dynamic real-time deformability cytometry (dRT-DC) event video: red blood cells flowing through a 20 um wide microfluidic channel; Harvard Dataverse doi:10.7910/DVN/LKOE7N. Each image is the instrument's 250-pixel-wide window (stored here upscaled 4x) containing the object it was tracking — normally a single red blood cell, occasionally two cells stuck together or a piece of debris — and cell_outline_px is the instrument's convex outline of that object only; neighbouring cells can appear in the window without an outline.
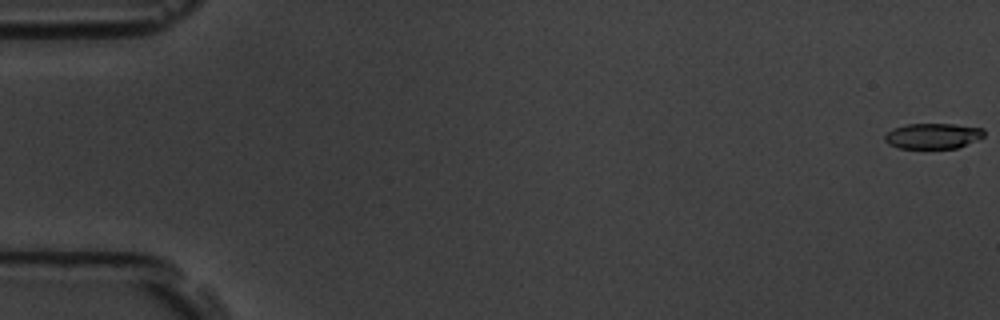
{"species": "common noctule bat (a hibernating species)", "species_latin": "Nyctalus noctula", "temperature_condition": "room temperature", "stored_images_in_passage": 7, "camera_frame_rate_fps": 3000, "um_per_image_px": 0.085, "animal": {"sex": "male", "body_mass_g": 19.5, "forearm_length_mm": 54.6}, "frame": {"image": 1, "passage_image": 1, "time_ms": 0.0, "image_size_px": [1000, 320], "cell_outline_px": [[984, 136], [976, 140], [956, 148], [900, 148], [888, 144], [884, 140], [884, 136], [892, 128], [908, 124], [952, 124], [984, 128]], "centroid_in_image_um": [79.28, 11.55], "position_along_channel_um": 5.7, "area_um2": 14.68}}
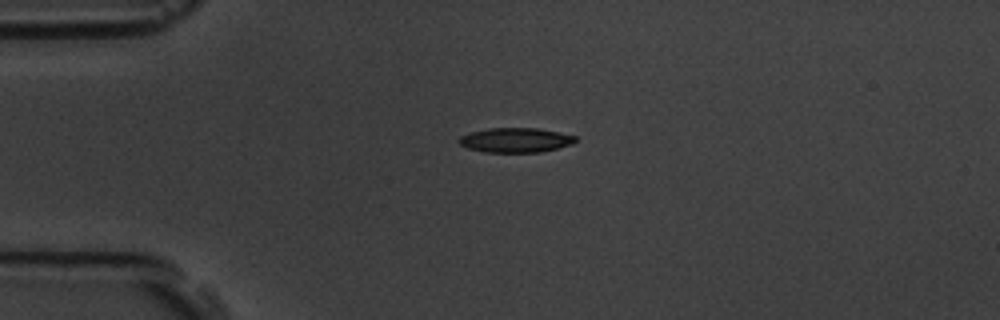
{"frame": {"image": 2, "passage_image": 5, "time_ms": 4.667, "image_size_px": [1000, 320], "cell_outline_px": [[576, 140], [572, 144], [540, 152], [484, 152], [468, 148], [460, 144], [456, 140], [460, 136], [472, 132], [488, 128], [540, 128], [576, 136]], "centroid_in_image_um": [43.8, 11.9], "position_along_channel_um": 41.2, "area_um2": 16.65}}
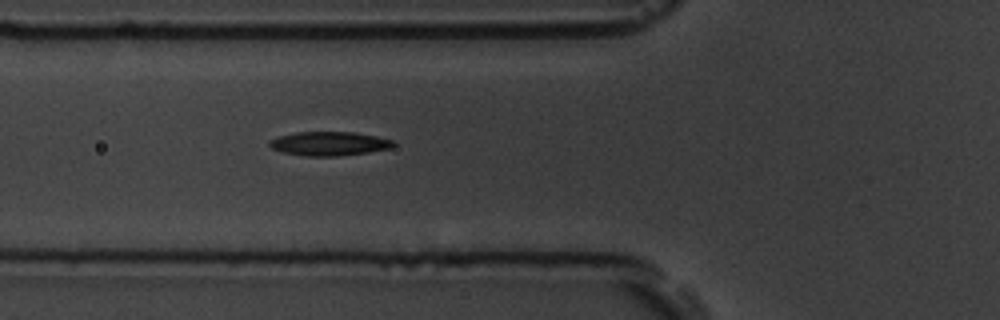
{"frame": {"image": 3, "passage_image": 7, "time_ms": 7.0, "image_size_px": [1000, 320], "cell_outline_px": [[396, 144], [388, 148], [368, 152], [336, 156], [308, 156], [284, 152], [272, 148], [268, 144], [268, 140], [276, 136], [296, 132], [352, 132], [376, 136], [392, 140]], "centroid_in_image_um": [27.93, 12.2], "position_along_channel_um": 97.9, "area_um2": 17.17}}